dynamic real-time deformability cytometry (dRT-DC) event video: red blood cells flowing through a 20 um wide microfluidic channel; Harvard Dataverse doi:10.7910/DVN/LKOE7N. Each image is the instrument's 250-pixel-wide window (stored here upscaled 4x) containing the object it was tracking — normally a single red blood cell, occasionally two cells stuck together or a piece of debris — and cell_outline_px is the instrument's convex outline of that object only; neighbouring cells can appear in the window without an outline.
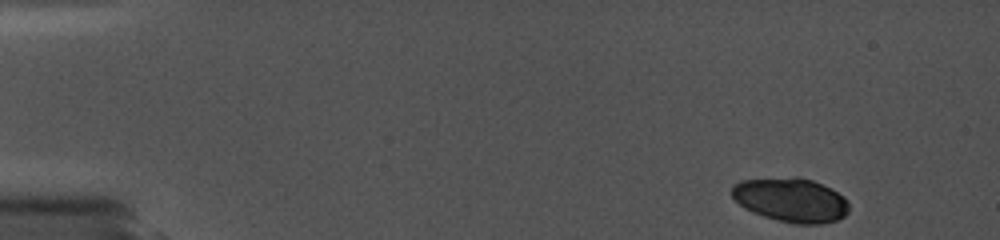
{"species": "common noctule bat (a hibernating species)", "species_latin": "Nyctalus noctula", "temperature_condition": "cold", "stored_images_in_passage": 12, "camera_frame_rate_fps": 5000, "um_per_image_px": 0.085, "animal": {"sex": "female", "body_mass_g": 19.0, "forearm_length_mm": 56.7}, "frame": {"image": 1, "passage_image": 1, "time_ms": 0.0, "image_size_px": [1000, 240], "cell_outline_px": [[848, 212], [844, 216], [836, 220], [820, 224], [792, 224], [764, 216], [752, 212], [744, 208], [732, 196], [732, 184], [740, 180], [796, 176], [800, 176], [812, 180], [844, 196], [848, 200]], "centroid_in_image_um": [67.21, 16.99], "position_along_channel_um": 17.8, "area_um2": 30.23}}